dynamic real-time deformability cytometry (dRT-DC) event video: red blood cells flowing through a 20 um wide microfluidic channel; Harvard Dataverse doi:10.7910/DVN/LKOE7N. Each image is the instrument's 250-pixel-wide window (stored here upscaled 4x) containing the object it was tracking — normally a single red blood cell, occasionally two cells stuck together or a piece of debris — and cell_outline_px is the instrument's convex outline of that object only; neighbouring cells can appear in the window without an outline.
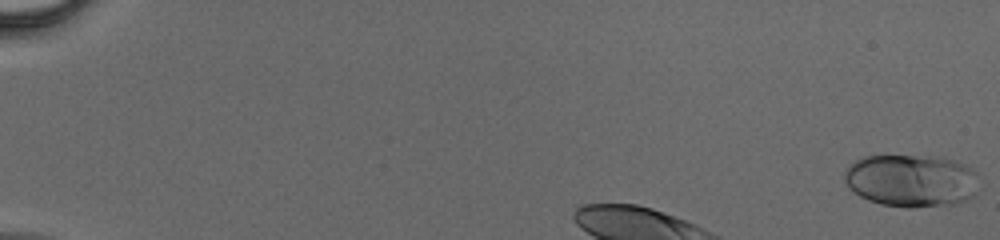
{"species": "human", "species_latin": "Homo sapiens", "temperature_condition": "cold", "stored_images_in_passage": 33, "camera_frame_rate_fps": 3000, "um_per_image_px": 0.085, "donor": {"sex": "male"}, "frame": {"image": 1, "passage_image": 1, "time_ms": 0.0, "image_size_px": [1000, 240], "cell_outline_px": [[976, 172], [972, 196], [956, 204], [916, 208], [908, 208], [880, 204], [868, 200], [860, 196], [848, 188], [844, 180], [844, 172], [856, 160], [864, 156], [944, 156], [964, 164]], "centroid_in_image_um": [77.41, 15.35], "position_along_channel_um": 7.6, "area_um2": 41.21}}
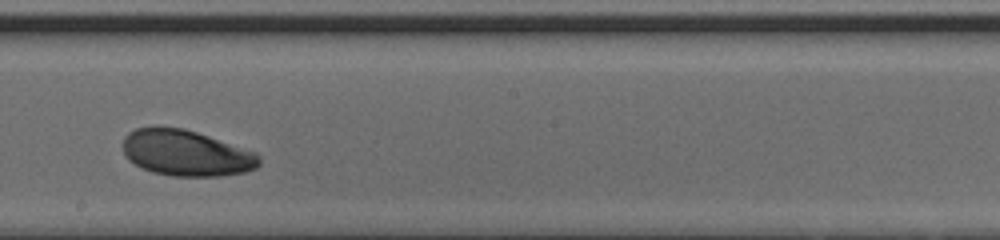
{"frame": {"image": 2, "passage_image": 21, "time_ms": 6.667, "image_size_px": [1000, 240], "cell_outline_px": [[260, 164], [256, 168], [244, 172], [220, 176], [172, 176], [152, 172], [140, 168], [128, 160], [124, 152], [124, 136], [128, 132], [136, 128], [156, 124], [184, 128], [256, 152], [260, 156]], "centroid_in_image_um": [15.78, 12.99], "position_along_channel_um": 232.4, "area_um2": 36.99}}
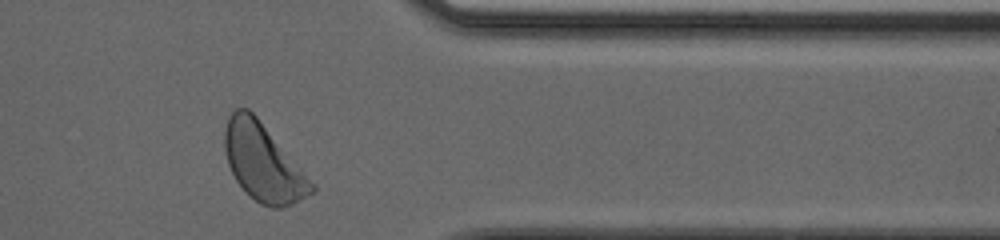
{"frame": {"image": 3, "passage_image": 32, "time_ms": 10.333, "image_size_px": [1000, 240], "cell_outline_px": [[316, 188], [312, 192], [292, 204], [284, 208], [272, 208], [260, 204], [236, 180], [228, 164], [224, 148], [224, 132], [228, 116], [236, 108], [248, 108], [256, 116], [316, 184]], "centroid_in_image_um": [22.37, 13.81], "position_along_channel_um": 389.0, "area_um2": 38.73}}